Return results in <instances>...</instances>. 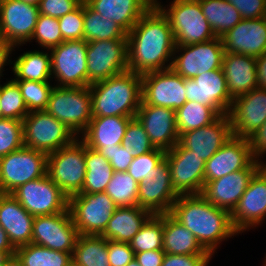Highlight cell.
Instances as JSON below:
<instances>
[{
  "label": "cell",
  "instance_id": "obj_1",
  "mask_svg": "<svg viewBox=\"0 0 266 266\" xmlns=\"http://www.w3.org/2000/svg\"><path fill=\"white\" fill-rule=\"evenodd\" d=\"M174 49L168 18L153 5L127 33L128 70L143 75L169 69Z\"/></svg>",
  "mask_w": 266,
  "mask_h": 266
},
{
  "label": "cell",
  "instance_id": "obj_2",
  "mask_svg": "<svg viewBox=\"0 0 266 266\" xmlns=\"http://www.w3.org/2000/svg\"><path fill=\"white\" fill-rule=\"evenodd\" d=\"M170 214L194 234L211 256L222 241L238 234L231 213L209 203L202 194L179 195Z\"/></svg>",
  "mask_w": 266,
  "mask_h": 266
},
{
  "label": "cell",
  "instance_id": "obj_3",
  "mask_svg": "<svg viewBox=\"0 0 266 266\" xmlns=\"http://www.w3.org/2000/svg\"><path fill=\"white\" fill-rule=\"evenodd\" d=\"M89 88L93 117H135L142 103V75L129 70Z\"/></svg>",
  "mask_w": 266,
  "mask_h": 266
},
{
  "label": "cell",
  "instance_id": "obj_4",
  "mask_svg": "<svg viewBox=\"0 0 266 266\" xmlns=\"http://www.w3.org/2000/svg\"><path fill=\"white\" fill-rule=\"evenodd\" d=\"M169 7L156 6L168 18L175 45L203 43L216 38L202 13L199 0H173Z\"/></svg>",
  "mask_w": 266,
  "mask_h": 266
},
{
  "label": "cell",
  "instance_id": "obj_5",
  "mask_svg": "<svg viewBox=\"0 0 266 266\" xmlns=\"http://www.w3.org/2000/svg\"><path fill=\"white\" fill-rule=\"evenodd\" d=\"M45 111L80 137L92 119L91 92L86 87L55 86ZM80 132V133H79Z\"/></svg>",
  "mask_w": 266,
  "mask_h": 266
},
{
  "label": "cell",
  "instance_id": "obj_6",
  "mask_svg": "<svg viewBox=\"0 0 266 266\" xmlns=\"http://www.w3.org/2000/svg\"><path fill=\"white\" fill-rule=\"evenodd\" d=\"M85 174V143L79 137L48 154L47 175L68 197L82 191Z\"/></svg>",
  "mask_w": 266,
  "mask_h": 266
},
{
  "label": "cell",
  "instance_id": "obj_7",
  "mask_svg": "<svg viewBox=\"0 0 266 266\" xmlns=\"http://www.w3.org/2000/svg\"><path fill=\"white\" fill-rule=\"evenodd\" d=\"M22 125L24 146L46 154L71 144L77 137L64 123L46 111L29 112L22 120Z\"/></svg>",
  "mask_w": 266,
  "mask_h": 266
},
{
  "label": "cell",
  "instance_id": "obj_8",
  "mask_svg": "<svg viewBox=\"0 0 266 266\" xmlns=\"http://www.w3.org/2000/svg\"><path fill=\"white\" fill-rule=\"evenodd\" d=\"M68 209L79 235H101L117 206L105 192L78 193L69 197Z\"/></svg>",
  "mask_w": 266,
  "mask_h": 266
},
{
  "label": "cell",
  "instance_id": "obj_9",
  "mask_svg": "<svg viewBox=\"0 0 266 266\" xmlns=\"http://www.w3.org/2000/svg\"><path fill=\"white\" fill-rule=\"evenodd\" d=\"M45 152L21 147L0 158V193H11L18 186L47 174Z\"/></svg>",
  "mask_w": 266,
  "mask_h": 266
},
{
  "label": "cell",
  "instance_id": "obj_10",
  "mask_svg": "<svg viewBox=\"0 0 266 266\" xmlns=\"http://www.w3.org/2000/svg\"><path fill=\"white\" fill-rule=\"evenodd\" d=\"M11 194L34 217L68 211L69 197L45 176L18 186Z\"/></svg>",
  "mask_w": 266,
  "mask_h": 266
},
{
  "label": "cell",
  "instance_id": "obj_11",
  "mask_svg": "<svg viewBox=\"0 0 266 266\" xmlns=\"http://www.w3.org/2000/svg\"><path fill=\"white\" fill-rule=\"evenodd\" d=\"M128 70L127 39L87 43V86Z\"/></svg>",
  "mask_w": 266,
  "mask_h": 266
},
{
  "label": "cell",
  "instance_id": "obj_12",
  "mask_svg": "<svg viewBox=\"0 0 266 266\" xmlns=\"http://www.w3.org/2000/svg\"><path fill=\"white\" fill-rule=\"evenodd\" d=\"M177 52L181 54L178 56ZM224 53L220 37L203 43L175 45L170 68L184 79L193 78L204 72L221 69Z\"/></svg>",
  "mask_w": 266,
  "mask_h": 266
},
{
  "label": "cell",
  "instance_id": "obj_13",
  "mask_svg": "<svg viewBox=\"0 0 266 266\" xmlns=\"http://www.w3.org/2000/svg\"><path fill=\"white\" fill-rule=\"evenodd\" d=\"M49 52L56 86H87V42L84 39L64 41Z\"/></svg>",
  "mask_w": 266,
  "mask_h": 266
},
{
  "label": "cell",
  "instance_id": "obj_14",
  "mask_svg": "<svg viewBox=\"0 0 266 266\" xmlns=\"http://www.w3.org/2000/svg\"><path fill=\"white\" fill-rule=\"evenodd\" d=\"M172 187L178 195L201 194L204 187L205 164L201 157L180 142L166 151Z\"/></svg>",
  "mask_w": 266,
  "mask_h": 266
},
{
  "label": "cell",
  "instance_id": "obj_15",
  "mask_svg": "<svg viewBox=\"0 0 266 266\" xmlns=\"http://www.w3.org/2000/svg\"><path fill=\"white\" fill-rule=\"evenodd\" d=\"M184 81L171 68L143 74L141 105L161 106L176 111L186 102Z\"/></svg>",
  "mask_w": 266,
  "mask_h": 266
},
{
  "label": "cell",
  "instance_id": "obj_16",
  "mask_svg": "<svg viewBox=\"0 0 266 266\" xmlns=\"http://www.w3.org/2000/svg\"><path fill=\"white\" fill-rule=\"evenodd\" d=\"M78 236V230L69 210L34 218L31 243L52 250L72 253Z\"/></svg>",
  "mask_w": 266,
  "mask_h": 266
},
{
  "label": "cell",
  "instance_id": "obj_17",
  "mask_svg": "<svg viewBox=\"0 0 266 266\" xmlns=\"http://www.w3.org/2000/svg\"><path fill=\"white\" fill-rule=\"evenodd\" d=\"M39 7L20 0L0 3V38L13 49L29 42L37 23Z\"/></svg>",
  "mask_w": 266,
  "mask_h": 266
},
{
  "label": "cell",
  "instance_id": "obj_18",
  "mask_svg": "<svg viewBox=\"0 0 266 266\" xmlns=\"http://www.w3.org/2000/svg\"><path fill=\"white\" fill-rule=\"evenodd\" d=\"M186 101H195L212 107L219 115L229 113L233 99L222 68L204 72L193 78L185 79Z\"/></svg>",
  "mask_w": 266,
  "mask_h": 266
},
{
  "label": "cell",
  "instance_id": "obj_19",
  "mask_svg": "<svg viewBox=\"0 0 266 266\" xmlns=\"http://www.w3.org/2000/svg\"><path fill=\"white\" fill-rule=\"evenodd\" d=\"M265 218L266 163L251 178L246 191L231 213V221L235 230L240 234L261 225Z\"/></svg>",
  "mask_w": 266,
  "mask_h": 266
},
{
  "label": "cell",
  "instance_id": "obj_20",
  "mask_svg": "<svg viewBox=\"0 0 266 266\" xmlns=\"http://www.w3.org/2000/svg\"><path fill=\"white\" fill-rule=\"evenodd\" d=\"M263 165L262 161L254 160L246 169L204 183L201 194L209 203L232 213L251 178Z\"/></svg>",
  "mask_w": 266,
  "mask_h": 266
},
{
  "label": "cell",
  "instance_id": "obj_21",
  "mask_svg": "<svg viewBox=\"0 0 266 266\" xmlns=\"http://www.w3.org/2000/svg\"><path fill=\"white\" fill-rule=\"evenodd\" d=\"M178 196L172 187L169 164L164 158L154 172L139 183L138 206L153 215L170 213Z\"/></svg>",
  "mask_w": 266,
  "mask_h": 266
},
{
  "label": "cell",
  "instance_id": "obj_22",
  "mask_svg": "<svg viewBox=\"0 0 266 266\" xmlns=\"http://www.w3.org/2000/svg\"><path fill=\"white\" fill-rule=\"evenodd\" d=\"M228 116L232 134L248 138L266 121V89L255 88L233 99Z\"/></svg>",
  "mask_w": 266,
  "mask_h": 266
},
{
  "label": "cell",
  "instance_id": "obj_23",
  "mask_svg": "<svg viewBox=\"0 0 266 266\" xmlns=\"http://www.w3.org/2000/svg\"><path fill=\"white\" fill-rule=\"evenodd\" d=\"M220 38L225 52L257 58L266 52V16L242 19Z\"/></svg>",
  "mask_w": 266,
  "mask_h": 266
},
{
  "label": "cell",
  "instance_id": "obj_24",
  "mask_svg": "<svg viewBox=\"0 0 266 266\" xmlns=\"http://www.w3.org/2000/svg\"><path fill=\"white\" fill-rule=\"evenodd\" d=\"M255 159L247 138L232 136L205 164L204 183L246 169Z\"/></svg>",
  "mask_w": 266,
  "mask_h": 266
},
{
  "label": "cell",
  "instance_id": "obj_25",
  "mask_svg": "<svg viewBox=\"0 0 266 266\" xmlns=\"http://www.w3.org/2000/svg\"><path fill=\"white\" fill-rule=\"evenodd\" d=\"M135 117L141 122L155 148L168 151L179 142L174 110L140 105Z\"/></svg>",
  "mask_w": 266,
  "mask_h": 266
},
{
  "label": "cell",
  "instance_id": "obj_26",
  "mask_svg": "<svg viewBox=\"0 0 266 266\" xmlns=\"http://www.w3.org/2000/svg\"><path fill=\"white\" fill-rule=\"evenodd\" d=\"M232 136L230 118L226 114L207 126L183 133L179 142L207 162Z\"/></svg>",
  "mask_w": 266,
  "mask_h": 266
},
{
  "label": "cell",
  "instance_id": "obj_27",
  "mask_svg": "<svg viewBox=\"0 0 266 266\" xmlns=\"http://www.w3.org/2000/svg\"><path fill=\"white\" fill-rule=\"evenodd\" d=\"M34 218L11 193H0V225L15 249L31 243Z\"/></svg>",
  "mask_w": 266,
  "mask_h": 266
},
{
  "label": "cell",
  "instance_id": "obj_28",
  "mask_svg": "<svg viewBox=\"0 0 266 266\" xmlns=\"http://www.w3.org/2000/svg\"><path fill=\"white\" fill-rule=\"evenodd\" d=\"M222 70L232 99L257 88L256 57L225 52Z\"/></svg>",
  "mask_w": 266,
  "mask_h": 266
},
{
  "label": "cell",
  "instance_id": "obj_29",
  "mask_svg": "<svg viewBox=\"0 0 266 266\" xmlns=\"http://www.w3.org/2000/svg\"><path fill=\"white\" fill-rule=\"evenodd\" d=\"M133 117H92L87 129L80 135L86 146L99 150L121 144L129 121Z\"/></svg>",
  "mask_w": 266,
  "mask_h": 266
},
{
  "label": "cell",
  "instance_id": "obj_30",
  "mask_svg": "<svg viewBox=\"0 0 266 266\" xmlns=\"http://www.w3.org/2000/svg\"><path fill=\"white\" fill-rule=\"evenodd\" d=\"M105 19L121 26L127 33L153 6L150 0H84Z\"/></svg>",
  "mask_w": 266,
  "mask_h": 266
},
{
  "label": "cell",
  "instance_id": "obj_31",
  "mask_svg": "<svg viewBox=\"0 0 266 266\" xmlns=\"http://www.w3.org/2000/svg\"><path fill=\"white\" fill-rule=\"evenodd\" d=\"M152 215L138 205L117 207L101 236L107 240L130 243Z\"/></svg>",
  "mask_w": 266,
  "mask_h": 266
},
{
  "label": "cell",
  "instance_id": "obj_32",
  "mask_svg": "<svg viewBox=\"0 0 266 266\" xmlns=\"http://www.w3.org/2000/svg\"><path fill=\"white\" fill-rule=\"evenodd\" d=\"M163 250L168 254H209L194 234L170 213L164 214Z\"/></svg>",
  "mask_w": 266,
  "mask_h": 266
},
{
  "label": "cell",
  "instance_id": "obj_33",
  "mask_svg": "<svg viewBox=\"0 0 266 266\" xmlns=\"http://www.w3.org/2000/svg\"><path fill=\"white\" fill-rule=\"evenodd\" d=\"M14 61V63H13ZM13 64V80H31L36 82H50L52 78L51 56L44 50L24 52Z\"/></svg>",
  "mask_w": 266,
  "mask_h": 266
},
{
  "label": "cell",
  "instance_id": "obj_34",
  "mask_svg": "<svg viewBox=\"0 0 266 266\" xmlns=\"http://www.w3.org/2000/svg\"><path fill=\"white\" fill-rule=\"evenodd\" d=\"M85 181L80 193L105 192L113 175V167L98 151L85 145Z\"/></svg>",
  "mask_w": 266,
  "mask_h": 266
},
{
  "label": "cell",
  "instance_id": "obj_35",
  "mask_svg": "<svg viewBox=\"0 0 266 266\" xmlns=\"http://www.w3.org/2000/svg\"><path fill=\"white\" fill-rule=\"evenodd\" d=\"M75 266H111L107 239L101 235H79L72 252Z\"/></svg>",
  "mask_w": 266,
  "mask_h": 266
},
{
  "label": "cell",
  "instance_id": "obj_36",
  "mask_svg": "<svg viewBox=\"0 0 266 266\" xmlns=\"http://www.w3.org/2000/svg\"><path fill=\"white\" fill-rule=\"evenodd\" d=\"M199 2L202 13L216 37H222L242 20L240 12L227 0H199Z\"/></svg>",
  "mask_w": 266,
  "mask_h": 266
},
{
  "label": "cell",
  "instance_id": "obj_37",
  "mask_svg": "<svg viewBox=\"0 0 266 266\" xmlns=\"http://www.w3.org/2000/svg\"><path fill=\"white\" fill-rule=\"evenodd\" d=\"M84 40L127 39V32L116 22L105 19L84 1Z\"/></svg>",
  "mask_w": 266,
  "mask_h": 266
},
{
  "label": "cell",
  "instance_id": "obj_38",
  "mask_svg": "<svg viewBox=\"0 0 266 266\" xmlns=\"http://www.w3.org/2000/svg\"><path fill=\"white\" fill-rule=\"evenodd\" d=\"M15 255L23 266H70L72 253L52 250L30 243L16 248Z\"/></svg>",
  "mask_w": 266,
  "mask_h": 266
},
{
  "label": "cell",
  "instance_id": "obj_39",
  "mask_svg": "<svg viewBox=\"0 0 266 266\" xmlns=\"http://www.w3.org/2000/svg\"><path fill=\"white\" fill-rule=\"evenodd\" d=\"M219 116L210 106L195 101H186L175 111L177 131L181 136L187 131L211 124Z\"/></svg>",
  "mask_w": 266,
  "mask_h": 266
},
{
  "label": "cell",
  "instance_id": "obj_40",
  "mask_svg": "<svg viewBox=\"0 0 266 266\" xmlns=\"http://www.w3.org/2000/svg\"><path fill=\"white\" fill-rule=\"evenodd\" d=\"M139 183L127 172L114 171L105 193L117 207H133L138 205Z\"/></svg>",
  "mask_w": 266,
  "mask_h": 266
},
{
  "label": "cell",
  "instance_id": "obj_41",
  "mask_svg": "<svg viewBox=\"0 0 266 266\" xmlns=\"http://www.w3.org/2000/svg\"><path fill=\"white\" fill-rule=\"evenodd\" d=\"M164 214L152 215L129 243L134 254L163 249Z\"/></svg>",
  "mask_w": 266,
  "mask_h": 266
},
{
  "label": "cell",
  "instance_id": "obj_42",
  "mask_svg": "<svg viewBox=\"0 0 266 266\" xmlns=\"http://www.w3.org/2000/svg\"><path fill=\"white\" fill-rule=\"evenodd\" d=\"M0 106L2 118L23 120L29 113L20 88L13 79L0 84Z\"/></svg>",
  "mask_w": 266,
  "mask_h": 266
},
{
  "label": "cell",
  "instance_id": "obj_43",
  "mask_svg": "<svg viewBox=\"0 0 266 266\" xmlns=\"http://www.w3.org/2000/svg\"><path fill=\"white\" fill-rule=\"evenodd\" d=\"M21 91L28 112L45 111L54 86L50 82L14 80Z\"/></svg>",
  "mask_w": 266,
  "mask_h": 266
},
{
  "label": "cell",
  "instance_id": "obj_44",
  "mask_svg": "<svg viewBox=\"0 0 266 266\" xmlns=\"http://www.w3.org/2000/svg\"><path fill=\"white\" fill-rule=\"evenodd\" d=\"M121 145L134 157L155 149L141 122L136 117L129 121Z\"/></svg>",
  "mask_w": 266,
  "mask_h": 266
},
{
  "label": "cell",
  "instance_id": "obj_45",
  "mask_svg": "<svg viewBox=\"0 0 266 266\" xmlns=\"http://www.w3.org/2000/svg\"><path fill=\"white\" fill-rule=\"evenodd\" d=\"M31 40H36L40 47L52 49L64 42L58 18L39 14Z\"/></svg>",
  "mask_w": 266,
  "mask_h": 266
},
{
  "label": "cell",
  "instance_id": "obj_46",
  "mask_svg": "<svg viewBox=\"0 0 266 266\" xmlns=\"http://www.w3.org/2000/svg\"><path fill=\"white\" fill-rule=\"evenodd\" d=\"M24 146L22 120L0 119V158Z\"/></svg>",
  "mask_w": 266,
  "mask_h": 266
},
{
  "label": "cell",
  "instance_id": "obj_47",
  "mask_svg": "<svg viewBox=\"0 0 266 266\" xmlns=\"http://www.w3.org/2000/svg\"><path fill=\"white\" fill-rule=\"evenodd\" d=\"M166 151L155 148L154 150L134 157L127 173L138 183L148 178L154 168L165 158Z\"/></svg>",
  "mask_w": 266,
  "mask_h": 266
},
{
  "label": "cell",
  "instance_id": "obj_48",
  "mask_svg": "<svg viewBox=\"0 0 266 266\" xmlns=\"http://www.w3.org/2000/svg\"><path fill=\"white\" fill-rule=\"evenodd\" d=\"M58 20L64 41L84 39V1Z\"/></svg>",
  "mask_w": 266,
  "mask_h": 266
},
{
  "label": "cell",
  "instance_id": "obj_49",
  "mask_svg": "<svg viewBox=\"0 0 266 266\" xmlns=\"http://www.w3.org/2000/svg\"><path fill=\"white\" fill-rule=\"evenodd\" d=\"M84 0H41L39 14L60 18L76 9Z\"/></svg>",
  "mask_w": 266,
  "mask_h": 266
},
{
  "label": "cell",
  "instance_id": "obj_50",
  "mask_svg": "<svg viewBox=\"0 0 266 266\" xmlns=\"http://www.w3.org/2000/svg\"><path fill=\"white\" fill-rule=\"evenodd\" d=\"M98 151L109 161L114 171L127 172L134 159L121 144L111 148H100Z\"/></svg>",
  "mask_w": 266,
  "mask_h": 266
},
{
  "label": "cell",
  "instance_id": "obj_51",
  "mask_svg": "<svg viewBox=\"0 0 266 266\" xmlns=\"http://www.w3.org/2000/svg\"><path fill=\"white\" fill-rule=\"evenodd\" d=\"M107 249L111 266H126L135 257L129 243L107 240Z\"/></svg>",
  "mask_w": 266,
  "mask_h": 266
},
{
  "label": "cell",
  "instance_id": "obj_52",
  "mask_svg": "<svg viewBox=\"0 0 266 266\" xmlns=\"http://www.w3.org/2000/svg\"><path fill=\"white\" fill-rule=\"evenodd\" d=\"M210 254L178 255L165 253L161 266H208Z\"/></svg>",
  "mask_w": 266,
  "mask_h": 266
},
{
  "label": "cell",
  "instance_id": "obj_53",
  "mask_svg": "<svg viewBox=\"0 0 266 266\" xmlns=\"http://www.w3.org/2000/svg\"><path fill=\"white\" fill-rule=\"evenodd\" d=\"M239 12L242 19H257L266 16V0H227Z\"/></svg>",
  "mask_w": 266,
  "mask_h": 266
},
{
  "label": "cell",
  "instance_id": "obj_54",
  "mask_svg": "<svg viewBox=\"0 0 266 266\" xmlns=\"http://www.w3.org/2000/svg\"><path fill=\"white\" fill-rule=\"evenodd\" d=\"M247 139L250 144L251 155L255 160L261 161L259 158L266 153V121Z\"/></svg>",
  "mask_w": 266,
  "mask_h": 266
},
{
  "label": "cell",
  "instance_id": "obj_55",
  "mask_svg": "<svg viewBox=\"0 0 266 266\" xmlns=\"http://www.w3.org/2000/svg\"><path fill=\"white\" fill-rule=\"evenodd\" d=\"M165 252L163 249L135 253V259L141 266H161Z\"/></svg>",
  "mask_w": 266,
  "mask_h": 266
},
{
  "label": "cell",
  "instance_id": "obj_56",
  "mask_svg": "<svg viewBox=\"0 0 266 266\" xmlns=\"http://www.w3.org/2000/svg\"><path fill=\"white\" fill-rule=\"evenodd\" d=\"M257 88L266 89V52L256 58Z\"/></svg>",
  "mask_w": 266,
  "mask_h": 266
},
{
  "label": "cell",
  "instance_id": "obj_57",
  "mask_svg": "<svg viewBox=\"0 0 266 266\" xmlns=\"http://www.w3.org/2000/svg\"><path fill=\"white\" fill-rule=\"evenodd\" d=\"M13 50L14 49L10 44L0 38V79L2 72L4 71L3 68L11 63L10 54L13 52Z\"/></svg>",
  "mask_w": 266,
  "mask_h": 266
},
{
  "label": "cell",
  "instance_id": "obj_58",
  "mask_svg": "<svg viewBox=\"0 0 266 266\" xmlns=\"http://www.w3.org/2000/svg\"><path fill=\"white\" fill-rule=\"evenodd\" d=\"M15 250L8 239L6 231L0 225V251L6 252L11 257L15 255Z\"/></svg>",
  "mask_w": 266,
  "mask_h": 266
},
{
  "label": "cell",
  "instance_id": "obj_59",
  "mask_svg": "<svg viewBox=\"0 0 266 266\" xmlns=\"http://www.w3.org/2000/svg\"><path fill=\"white\" fill-rule=\"evenodd\" d=\"M3 266H23L22 262L16 255L11 256Z\"/></svg>",
  "mask_w": 266,
  "mask_h": 266
},
{
  "label": "cell",
  "instance_id": "obj_60",
  "mask_svg": "<svg viewBox=\"0 0 266 266\" xmlns=\"http://www.w3.org/2000/svg\"><path fill=\"white\" fill-rule=\"evenodd\" d=\"M9 258L10 256L6 252L0 251V266H3Z\"/></svg>",
  "mask_w": 266,
  "mask_h": 266
},
{
  "label": "cell",
  "instance_id": "obj_61",
  "mask_svg": "<svg viewBox=\"0 0 266 266\" xmlns=\"http://www.w3.org/2000/svg\"><path fill=\"white\" fill-rule=\"evenodd\" d=\"M26 4L39 6L41 0H20Z\"/></svg>",
  "mask_w": 266,
  "mask_h": 266
},
{
  "label": "cell",
  "instance_id": "obj_62",
  "mask_svg": "<svg viewBox=\"0 0 266 266\" xmlns=\"http://www.w3.org/2000/svg\"><path fill=\"white\" fill-rule=\"evenodd\" d=\"M126 266H141L135 257Z\"/></svg>",
  "mask_w": 266,
  "mask_h": 266
},
{
  "label": "cell",
  "instance_id": "obj_63",
  "mask_svg": "<svg viewBox=\"0 0 266 266\" xmlns=\"http://www.w3.org/2000/svg\"><path fill=\"white\" fill-rule=\"evenodd\" d=\"M153 5H156L158 3V0H150Z\"/></svg>",
  "mask_w": 266,
  "mask_h": 266
},
{
  "label": "cell",
  "instance_id": "obj_64",
  "mask_svg": "<svg viewBox=\"0 0 266 266\" xmlns=\"http://www.w3.org/2000/svg\"><path fill=\"white\" fill-rule=\"evenodd\" d=\"M2 118V109H1V106H0V119Z\"/></svg>",
  "mask_w": 266,
  "mask_h": 266
},
{
  "label": "cell",
  "instance_id": "obj_65",
  "mask_svg": "<svg viewBox=\"0 0 266 266\" xmlns=\"http://www.w3.org/2000/svg\"><path fill=\"white\" fill-rule=\"evenodd\" d=\"M264 261H265V262H263V263H264V266H266V256H265V259H264Z\"/></svg>",
  "mask_w": 266,
  "mask_h": 266
}]
</instances>
